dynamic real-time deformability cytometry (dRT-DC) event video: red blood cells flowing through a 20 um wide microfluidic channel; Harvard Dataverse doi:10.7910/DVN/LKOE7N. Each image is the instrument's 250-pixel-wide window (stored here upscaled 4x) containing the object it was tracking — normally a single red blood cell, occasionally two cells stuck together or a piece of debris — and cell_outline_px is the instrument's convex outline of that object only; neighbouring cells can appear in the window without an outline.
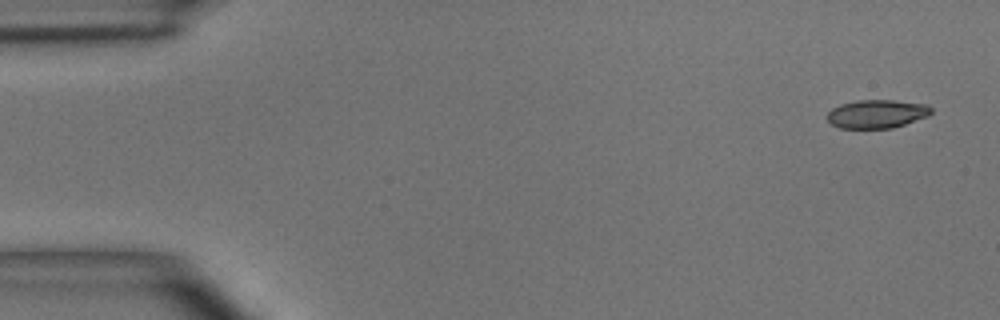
{"species": "common noctule bat (a hibernating species)", "species_latin": "Nyctalus noctula", "temperature_condition": "room temperature", "stored_images_in_passage": 4, "camera_frame_rate_fps": 3000, "um_per_image_px": 0.085, "animal": {"sex": "male", "body_mass_g": 15.6}, "frame": {"image": 1, "passage_image": 1, "time_ms": 0.0, "image_size_px": [1000, 320], "cell_outline_px": [[932, 112], [928, 116], [892, 128], [840, 128], [832, 124], [824, 116], [832, 108], [840, 104], [856, 100], [892, 100], [928, 104], [932, 108]], "centroid_in_image_um": [74.51, 9.67], "position_along_channel_um": 10.5, "area_um2": 17.34}}